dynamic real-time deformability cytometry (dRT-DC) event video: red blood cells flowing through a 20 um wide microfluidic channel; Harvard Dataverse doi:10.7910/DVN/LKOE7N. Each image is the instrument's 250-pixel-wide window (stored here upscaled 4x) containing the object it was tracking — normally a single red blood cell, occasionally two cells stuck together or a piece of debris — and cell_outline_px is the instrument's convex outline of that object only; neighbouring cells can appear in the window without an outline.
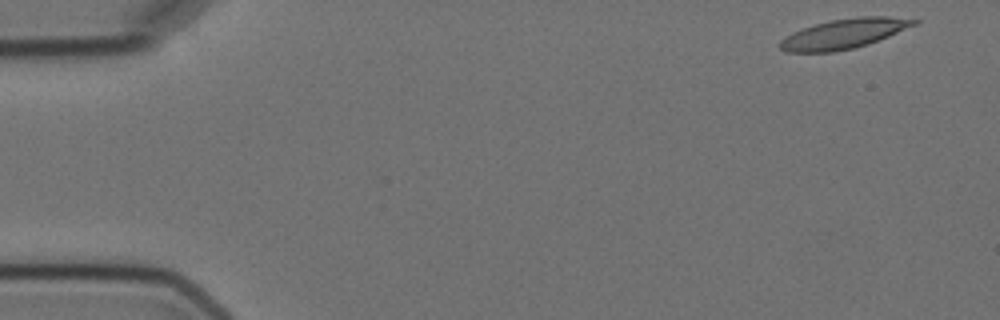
{"species": "Egyptian fruit bat (a non-hibernating species)", "species_latin": "Rousettus aegyptiacus", "temperature_condition": "cold", "stored_images_in_passage": 5, "camera_frame_rate_fps": 3000, "um_per_image_px": 0.085, "animal": {"sex": "female"}, "frame": {"image": 1, "passage_image": 1, "time_ms": 0.0, "image_size_px": [1000, 320], "cell_outline_px": [[920, 20], [916, 24], [888, 36], [868, 44], [852, 48], [832, 52], [788, 52], [780, 48], [776, 44], [780, 40], [792, 32], [816, 24], [832, 20], [856, 16], [888, 16]], "centroid_in_image_um": [71.7, 2.86], "position_along_channel_um": 13.3, "area_um2": 23.06}}
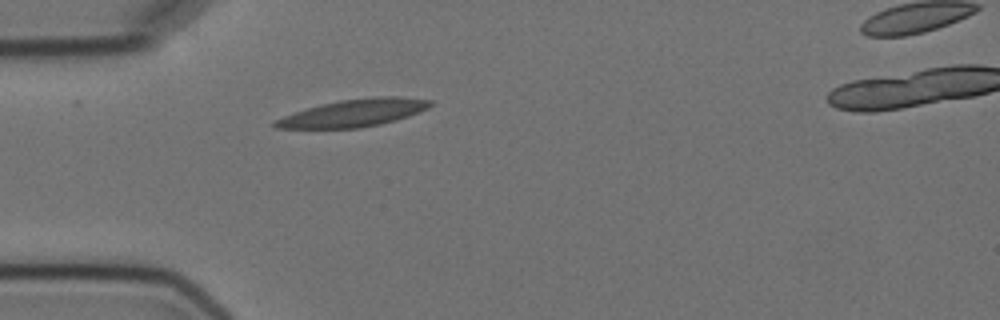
{"frame": {"image": 2, "passage_image": 4, "time_ms": 4.333, "image_size_px": [1000, 320], "cell_outline_px": [[432, 104], [428, 108], [420, 112], [396, 120], [380, 124], [360, 128], [276, 128], [272, 124], [272, 120], [308, 108], [340, 100], [376, 96], [396, 96], [432, 100]], "centroid_in_image_um": [30.09, 9.6], "position_along_channel_um": 54.9, "area_um2": 24.62}}